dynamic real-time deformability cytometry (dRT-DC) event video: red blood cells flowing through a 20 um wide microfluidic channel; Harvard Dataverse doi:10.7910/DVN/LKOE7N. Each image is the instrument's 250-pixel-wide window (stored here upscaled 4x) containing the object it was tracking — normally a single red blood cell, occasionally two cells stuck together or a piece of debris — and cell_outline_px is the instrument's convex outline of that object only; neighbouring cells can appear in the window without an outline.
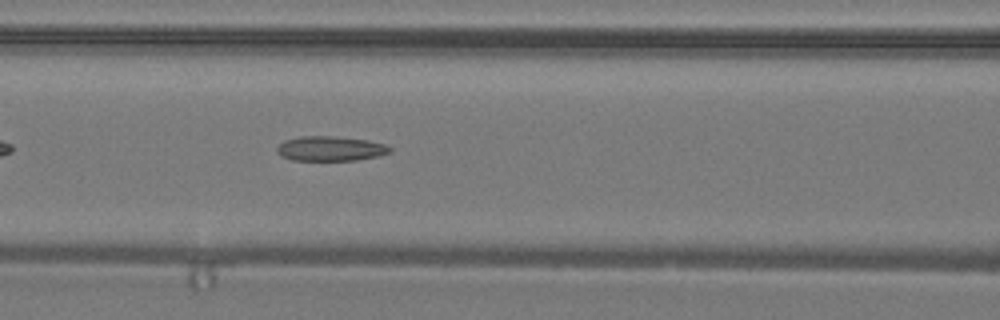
{"species": "common noctule bat (a hibernating species)", "species_latin": "Nyctalus noctula", "temperature_condition": "warm", "stored_images_in_passage": 40, "camera_frame_rate_fps": 3000, "um_per_image_px": 0.085, "animal": {"sex": "male", "body_mass_g": 19.2, "forearm_length_mm": 51.8}, "frame": {"image": 1, "passage_image": 18, "time_ms": 5.667, "image_size_px": [1000, 320], "cell_outline_px": [[392, 152], [376, 156], [356, 160], [292, 160], [280, 156], [276, 152], [276, 148], [284, 140], [300, 136], [332, 136], [368, 140], [384, 144], [392, 148]], "centroid_in_image_um": [28.06, 12.63], "position_along_channel_um": 138.5, "area_um2": 16.3}}
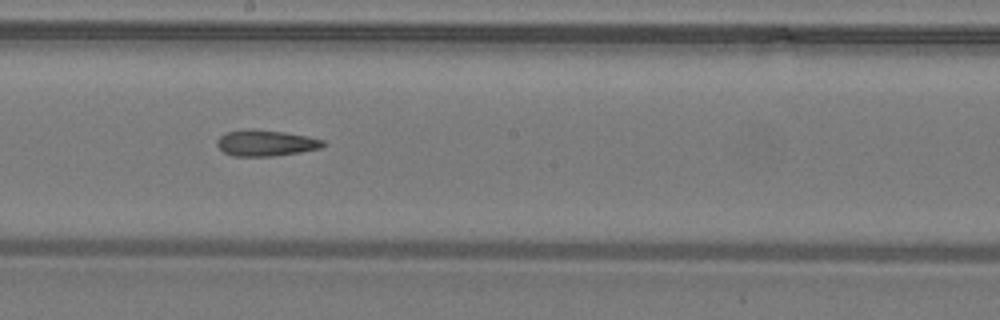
{"frame": {"image": 2, "passage_image": 23, "time_ms": 7.333, "image_size_px": [1000, 320], "cell_outline_px": [[324, 144], [320, 148], [300, 152], [272, 156], [232, 156], [224, 152], [216, 144], [216, 140], [220, 136], [228, 132], [252, 128], [284, 132], [308, 136], [324, 140]], "centroid_in_image_um": [22.57, 12.15], "position_along_channel_um": 225.6, "area_um2": 16.07}}
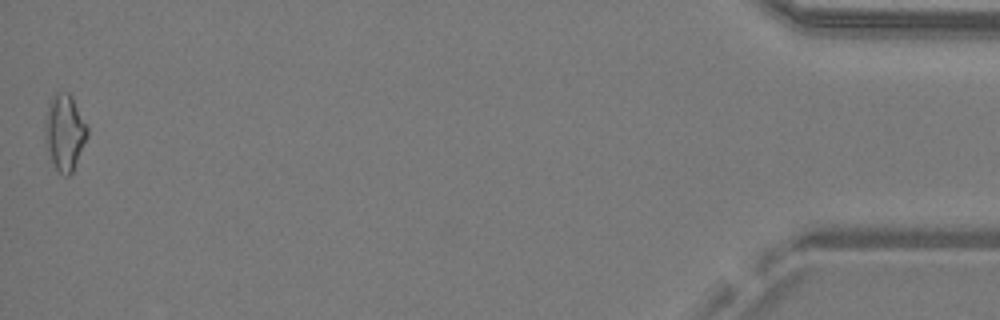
{"frame": {"image": 3, "passage_image": 40, "time_ms": 13.0, "image_size_px": [1000, 320], "cell_outline_px": [[88, 136], [72, 172], [68, 176], [64, 176], [52, 164], [44, 144], [44, 124], [48, 100], [56, 92], [68, 92], [72, 96], [88, 128]], "centroid_in_image_um": [5.46, 11.24], "position_along_channel_um": 429.7, "area_um2": 19.13}}